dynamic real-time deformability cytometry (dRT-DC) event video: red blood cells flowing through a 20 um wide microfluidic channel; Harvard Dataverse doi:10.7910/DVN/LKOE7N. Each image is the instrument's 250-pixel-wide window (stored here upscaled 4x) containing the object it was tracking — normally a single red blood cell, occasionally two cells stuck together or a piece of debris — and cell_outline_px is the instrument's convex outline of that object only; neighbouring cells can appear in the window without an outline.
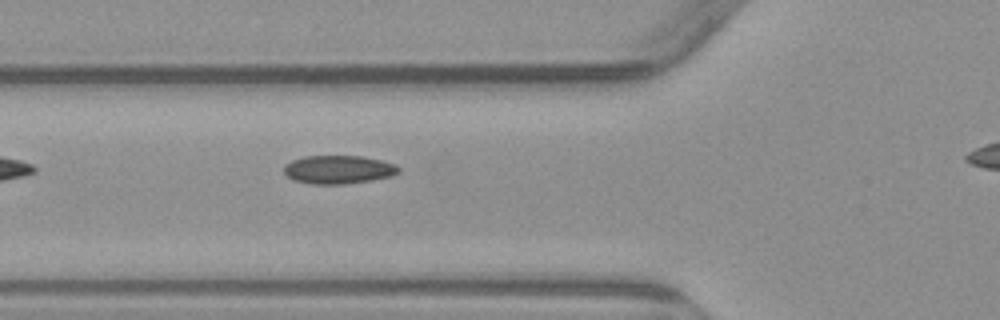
{"species": "common noctule bat (a hibernating species)", "species_latin": "Nyctalus noctula", "temperature_condition": "warm", "stored_images_in_passage": 3, "segment_of_instrument_passage": [1, 2], "camera_frame_rate_fps": 3000, "um_per_image_px": 0.085, "animal": {"sex": "male", "body_mass_g": 23.1, "forearm_length_mm": 52.7}, "frame": {"image": 1, "passage_image": 2, "time_ms": 1.333, "image_size_px": [1000, 320], "cell_outline_px": [[400, 172], [392, 176], [372, 180], [344, 184], [312, 184], [292, 180], [284, 172], [284, 164], [292, 160], [304, 156], [360, 156], [380, 160], [396, 164], [400, 168]], "centroid_in_image_um": [28.76, 14.41], "position_along_channel_um": 97.0, "area_um2": 19.07}}